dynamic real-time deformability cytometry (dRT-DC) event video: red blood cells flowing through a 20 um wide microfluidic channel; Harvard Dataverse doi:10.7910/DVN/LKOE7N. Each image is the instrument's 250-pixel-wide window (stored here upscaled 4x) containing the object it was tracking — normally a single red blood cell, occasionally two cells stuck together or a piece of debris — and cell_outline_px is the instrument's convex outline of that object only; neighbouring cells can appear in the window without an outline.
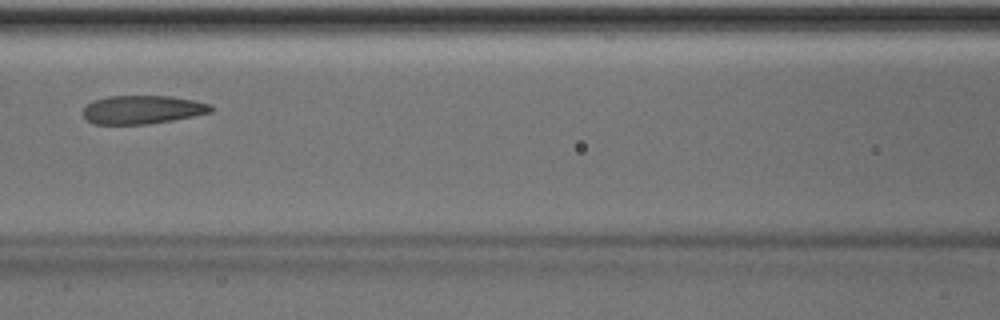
{"species": "Egyptian fruit bat (a non-hibernating species)", "species_latin": "Rousettus aegyptiacus", "temperature_condition": "room temperature", "stored_images_in_passage": 5, "camera_frame_rate_fps": 3000, "um_per_image_px": 0.085, "animal": {"sex": "male"}, "frame": {"image": 1, "passage_image": 5, "time_ms": 4.333, "image_size_px": [1000, 320], "cell_outline_px": [[212, 112], [172, 120], [148, 124], [96, 124], [88, 120], [84, 116], [84, 108], [92, 100], [108, 96], [172, 96], [212, 104]], "centroid_in_image_um": [12.11, 9.31], "position_along_channel_um": 154.5, "area_um2": 21.1}}